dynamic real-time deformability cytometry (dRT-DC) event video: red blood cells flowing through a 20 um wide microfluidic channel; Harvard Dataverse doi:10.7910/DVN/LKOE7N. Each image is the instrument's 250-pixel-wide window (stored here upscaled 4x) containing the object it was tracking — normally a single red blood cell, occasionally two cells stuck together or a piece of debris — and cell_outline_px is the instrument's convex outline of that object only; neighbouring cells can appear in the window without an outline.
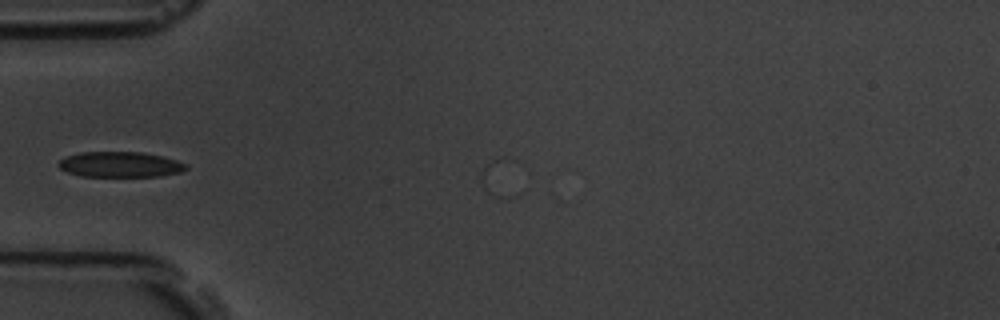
{"species": "common noctule bat (a hibernating species)", "species_latin": "Nyctalus noctula", "temperature_condition": "room temperature", "stored_images_in_passage": 5, "camera_frame_rate_fps": 3000, "um_per_image_px": 0.085, "animal": {"sex": "male", "body_mass_g": 19.5, "forearm_length_mm": 54.6}, "frame": {"image": 1, "passage_image": 5, "time_ms": 4.667, "image_size_px": [1000, 320], "cell_outline_px": [[188, 168], [180, 172], [160, 176], [80, 176], [68, 172], [60, 168], [56, 164], [64, 156], [80, 152], [140, 152], [164, 156], [188, 164]], "centroid_in_image_um": [10.2, 13.97], "position_along_channel_um": 74.8, "area_um2": 19.02}}